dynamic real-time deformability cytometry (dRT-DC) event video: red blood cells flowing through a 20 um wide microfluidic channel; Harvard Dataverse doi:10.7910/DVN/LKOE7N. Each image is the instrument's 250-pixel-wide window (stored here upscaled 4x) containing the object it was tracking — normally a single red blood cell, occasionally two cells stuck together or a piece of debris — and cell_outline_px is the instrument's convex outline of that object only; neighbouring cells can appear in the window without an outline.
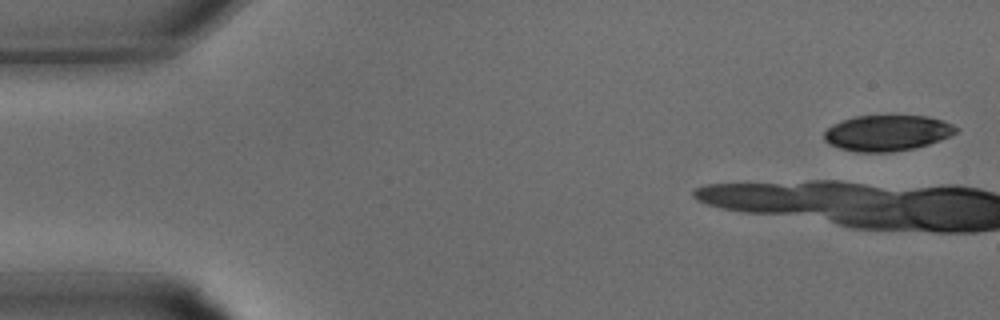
{"species": "common noctule bat (a hibernating species)", "species_latin": "Nyctalus noctula", "temperature_condition": "warm", "stored_images_in_passage": 23, "camera_frame_rate_fps": 3000, "um_per_image_px": 0.085, "animal": {"sex": "male", "body_mass_g": 15.6}, "frame": {"image": 1, "passage_image": 1, "time_ms": 0.0, "image_size_px": [1000, 320], "cell_outline_px": [[960, 128], [956, 132], [940, 140], [928, 144], [912, 148], [892, 152], [856, 152], [840, 148], [824, 140], [824, 132], [832, 124], [856, 116], [928, 116], [952, 124]], "centroid_in_image_um": [75.41, 11.3], "position_along_channel_um": 9.6, "area_um2": 27.22}}
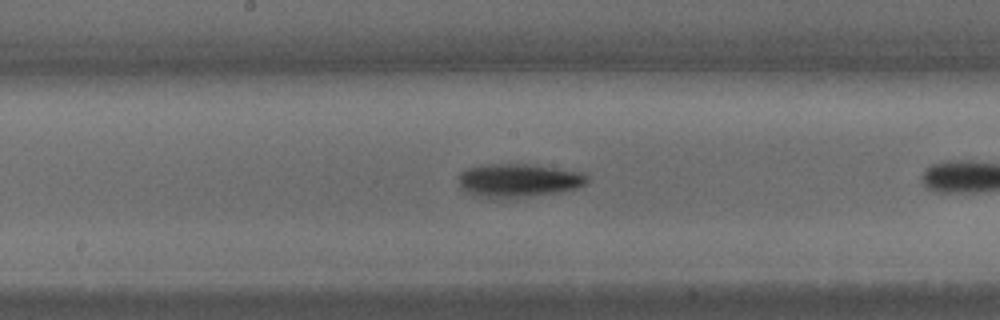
{"frame": {"image": 2, "passage_image": 14, "time_ms": 4.333, "image_size_px": [1000, 320], "cell_outline_px": [[588, 180], [584, 184], [576, 188], [560, 192], [528, 196], [488, 196], [468, 192], [460, 188], [456, 176], [460, 172], [468, 168], [480, 164], [536, 164], [560, 168], [580, 172], [588, 176]], "centroid_in_image_um": [44.07, 15.28], "position_along_channel_um": 204.1, "area_um2": 24.74}}
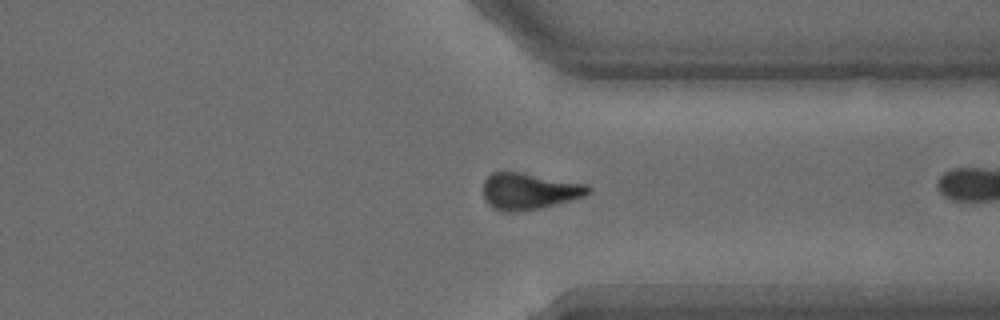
{"frame": {"image": 3, "passage_image": 22, "time_ms": 7.0, "image_size_px": [1000, 320], "cell_outline_px": [[592, 192], [584, 196], [536, 208], [516, 212], [504, 212], [492, 208], [484, 200], [484, 180], [492, 172], [520, 172], [584, 184], [592, 188]], "centroid_in_image_um": [44.92, 16.25], "position_along_channel_um": 366.5, "area_um2": 21.96}}